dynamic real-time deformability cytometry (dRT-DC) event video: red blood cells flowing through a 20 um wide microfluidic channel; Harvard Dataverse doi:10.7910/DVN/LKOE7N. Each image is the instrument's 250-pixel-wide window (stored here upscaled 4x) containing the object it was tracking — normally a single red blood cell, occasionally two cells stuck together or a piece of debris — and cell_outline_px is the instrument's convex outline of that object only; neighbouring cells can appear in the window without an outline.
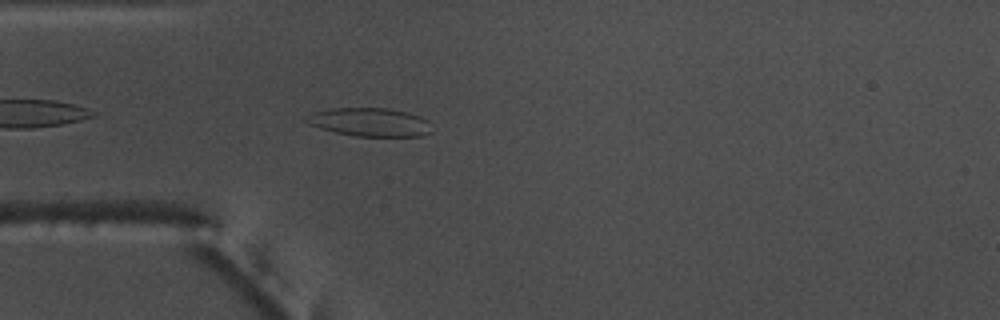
{"species": "common noctule bat (a hibernating species)", "species_latin": "Nyctalus noctula", "temperature_condition": "warm", "stored_images_in_passage": 42, "camera_frame_rate_fps": 3000, "um_per_image_px": 0.085, "animal": {"sex": "male", "body_mass_g": 17.5, "forearm_length_mm": 52.3}, "frame": {"image": 1, "passage_image": 3, "time_ms": 0.667, "image_size_px": [1000, 320], "cell_outline_px": [[432, 132], [424, 136], [356, 136], [336, 132], [320, 128], [308, 124], [304, 120], [304, 116], [312, 112], [332, 108], [388, 108], [408, 112], [420, 116], [428, 120]], "centroid_in_image_um": [31.43, 10.37], "position_along_channel_um": 53.6, "area_um2": 20.98}}
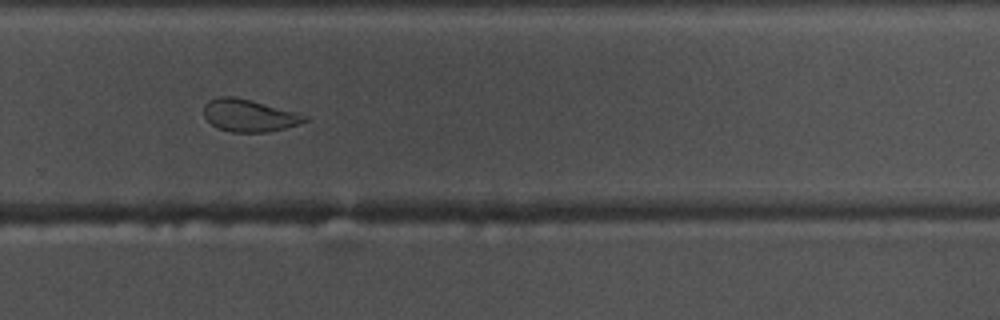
{"frame": {"image": 2, "passage_image": 24, "time_ms": 7.667, "image_size_px": [1000, 320], "cell_outline_px": [[308, 120], [300, 124], [268, 132], [232, 132], [216, 128], [204, 116], [204, 104], [208, 100], [216, 96], [232, 96], [296, 112], [308, 116]], "centroid_in_image_um": [21.14, 9.82], "position_along_channel_um": 308.7, "area_um2": 18.9}}
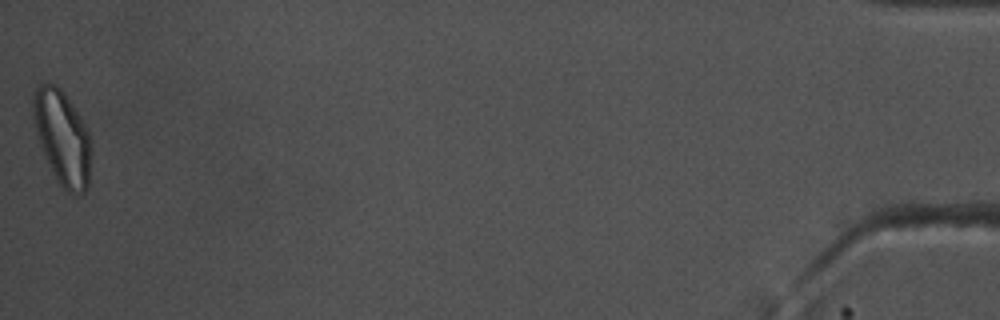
{"frame": {"image": 3, "passage_image": 42, "time_ms": 13.667, "image_size_px": [1000, 320], "cell_outline_px": [[88, 188], [80, 196], [76, 196], [68, 192], [60, 184], [52, 172], [40, 144], [32, 120], [32, 100], [36, 88], [40, 84], [52, 84], [60, 88], [64, 92], [84, 124], [88, 132]], "centroid_in_image_um": [5.25, 11.7], "position_along_channel_um": 430.0, "area_um2": 31.1}, "authors_computed_cell_mechanics": {"area_um2": 20.4901, "velocity_mm_per_s": 3.731, "shape_relaxation_time_tau1_ms": null, "shape_relaxation_time_tau2_ms": 2.2339, "deformation_change_tau1": null, "deformation_change_tau2": 0.0885}}